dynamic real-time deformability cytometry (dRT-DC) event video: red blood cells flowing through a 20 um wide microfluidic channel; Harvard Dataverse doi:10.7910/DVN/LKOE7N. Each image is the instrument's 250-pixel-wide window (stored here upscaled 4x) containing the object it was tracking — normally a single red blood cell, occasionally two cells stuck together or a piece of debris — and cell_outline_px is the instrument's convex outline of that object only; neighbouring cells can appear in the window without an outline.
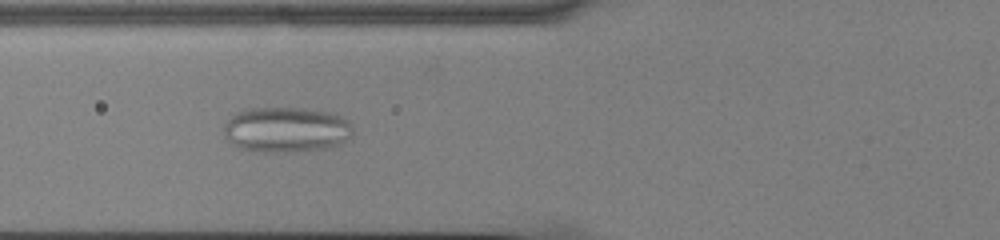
{"species": "common noctule bat (a hibernating species)", "species_latin": "Nyctalus noctula", "temperature_condition": "cold", "stored_images_in_passage": 55, "camera_frame_rate_fps": 3000, "um_per_image_px": 0.085, "animal": {"sex": "male", "body_mass_g": 13.0, "forearm_length_mm": 53.1}, "frame": {"image": 1, "passage_image": 22, "time_ms": 7.0, "image_size_px": [1000, 240], "cell_outline_px": [[352, 136], [336, 148], [292, 152], [252, 152], [240, 148], [232, 144], [224, 136], [224, 124], [236, 112], [244, 108], [304, 108], [332, 112], [348, 120], [352, 128]], "centroid_in_image_um": [24.35, 11.04], "position_along_channel_um": 101.5, "area_um2": 34.91}}
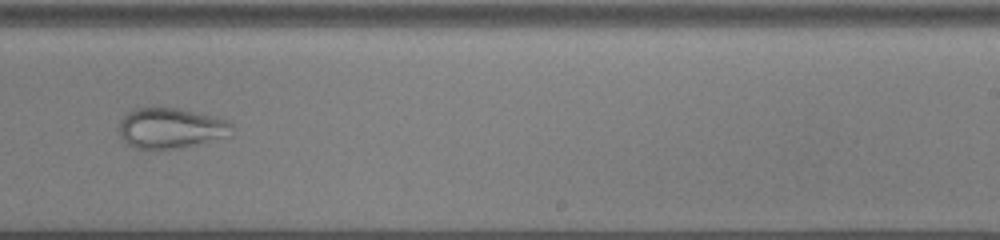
{"frame": {"image": 2, "passage_image": 36, "time_ms": 11.667, "image_size_px": [1000, 240], "cell_outline_px": [[232, 136], [180, 148], [136, 148], [128, 144], [120, 136], [120, 124], [124, 116], [128, 112], [136, 108], [180, 108], [228, 120], [232, 124]], "centroid_in_image_um": [14.57, 10.89], "position_along_channel_um": 274.4, "area_um2": 26.41}}
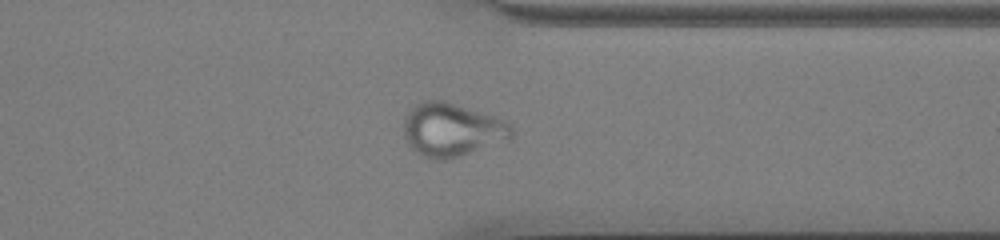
{"frame": {"image": 3, "passage_image": 44, "time_ms": 14.333, "image_size_px": [1000, 240], "cell_outline_px": [[512, 136], [508, 140], [460, 156], [444, 160], [432, 160], [416, 152], [408, 144], [404, 136], [404, 120], [408, 112], [416, 104], [424, 100], [444, 100], [504, 120], [512, 128]], "centroid_in_image_um": [38.38, 11.04], "position_along_channel_um": 373.0, "area_um2": 33.29}}